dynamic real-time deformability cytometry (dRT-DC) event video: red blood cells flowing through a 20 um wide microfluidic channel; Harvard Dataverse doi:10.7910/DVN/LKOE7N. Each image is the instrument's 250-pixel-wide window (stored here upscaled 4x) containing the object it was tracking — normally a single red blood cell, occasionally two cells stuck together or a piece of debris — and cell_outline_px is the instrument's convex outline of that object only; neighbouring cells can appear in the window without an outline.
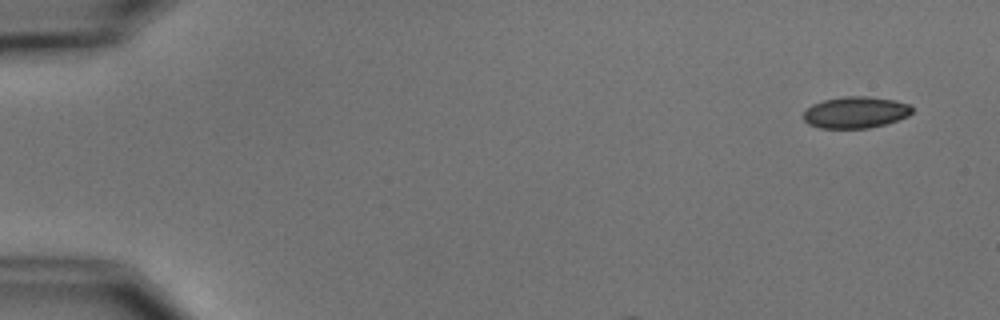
{"species": "common noctule bat (a hibernating species)", "species_latin": "Nyctalus noctula", "temperature_condition": "cold", "stored_images_in_passage": 3, "camera_frame_rate_fps": 3000, "um_per_image_px": 0.085, "animal": {"sex": "male", "body_mass_g": 15.6}, "frame": {"image": 1, "passage_image": 1, "time_ms": 0.0, "image_size_px": [1000, 320], "cell_outline_px": [[912, 112], [908, 116], [884, 124], [868, 128], [820, 128], [808, 124], [804, 120], [804, 112], [812, 104], [824, 100], [844, 96], [868, 96], [896, 100], [912, 104]], "centroid_in_image_um": [72.74, 9.54], "position_along_channel_um": 12.3, "area_um2": 20.0}}